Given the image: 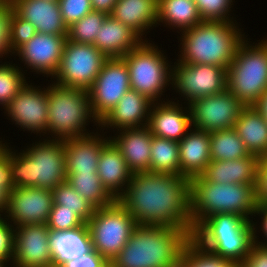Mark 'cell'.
I'll list each match as a JSON object with an SVG mask.
<instances>
[{"label":"cell","instance_id":"cell-33","mask_svg":"<svg viewBox=\"0 0 267 267\" xmlns=\"http://www.w3.org/2000/svg\"><path fill=\"white\" fill-rule=\"evenodd\" d=\"M67 182L96 209L109 206L116 200L102 185L98 173H66Z\"/></svg>","mask_w":267,"mask_h":267},{"label":"cell","instance_id":"cell-38","mask_svg":"<svg viewBox=\"0 0 267 267\" xmlns=\"http://www.w3.org/2000/svg\"><path fill=\"white\" fill-rule=\"evenodd\" d=\"M107 16L104 12L91 11L68 27L67 39L76 43L94 44L99 28Z\"/></svg>","mask_w":267,"mask_h":267},{"label":"cell","instance_id":"cell-7","mask_svg":"<svg viewBox=\"0 0 267 267\" xmlns=\"http://www.w3.org/2000/svg\"><path fill=\"white\" fill-rule=\"evenodd\" d=\"M191 238L202 248L239 267L254 244L253 223L241 215L218 213L206 218Z\"/></svg>","mask_w":267,"mask_h":267},{"label":"cell","instance_id":"cell-5","mask_svg":"<svg viewBox=\"0 0 267 267\" xmlns=\"http://www.w3.org/2000/svg\"><path fill=\"white\" fill-rule=\"evenodd\" d=\"M256 184L214 183L201 175L190 180V219L193 231L208 217L232 213L253 220L257 208Z\"/></svg>","mask_w":267,"mask_h":267},{"label":"cell","instance_id":"cell-20","mask_svg":"<svg viewBox=\"0 0 267 267\" xmlns=\"http://www.w3.org/2000/svg\"><path fill=\"white\" fill-rule=\"evenodd\" d=\"M152 103L146 96L129 89L112 111L99 122V128L107 134L111 131L114 133L121 129L147 126Z\"/></svg>","mask_w":267,"mask_h":267},{"label":"cell","instance_id":"cell-24","mask_svg":"<svg viewBox=\"0 0 267 267\" xmlns=\"http://www.w3.org/2000/svg\"><path fill=\"white\" fill-rule=\"evenodd\" d=\"M97 173L102 185L115 200L124 194L131 181L133 173L110 139L101 148Z\"/></svg>","mask_w":267,"mask_h":267},{"label":"cell","instance_id":"cell-50","mask_svg":"<svg viewBox=\"0 0 267 267\" xmlns=\"http://www.w3.org/2000/svg\"><path fill=\"white\" fill-rule=\"evenodd\" d=\"M117 0H91L93 11L104 12L108 15L111 14Z\"/></svg>","mask_w":267,"mask_h":267},{"label":"cell","instance_id":"cell-32","mask_svg":"<svg viewBox=\"0 0 267 267\" xmlns=\"http://www.w3.org/2000/svg\"><path fill=\"white\" fill-rule=\"evenodd\" d=\"M150 172L180 176L178 141L152 137Z\"/></svg>","mask_w":267,"mask_h":267},{"label":"cell","instance_id":"cell-30","mask_svg":"<svg viewBox=\"0 0 267 267\" xmlns=\"http://www.w3.org/2000/svg\"><path fill=\"white\" fill-rule=\"evenodd\" d=\"M51 247L54 267H61L67 261L87 254L92 250L87 224L74 230L53 233Z\"/></svg>","mask_w":267,"mask_h":267},{"label":"cell","instance_id":"cell-43","mask_svg":"<svg viewBox=\"0 0 267 267\" xmlns=\"http://www.w3.org/2000/svg\"><path fill=\"white\" fill-rule=\"evenodd\" d=\"M61 16L67 27L93 11L91 0H58Z\"/></svg>","mask_w":267,"mask_h":267},{"label":"cell","instance_id":"cell-45","mask_svg":"<svg viewBox=\"0 0 267 267\" xmlns=\"http://www.w3.org/2000/svg\"><path fill=\"white\" fill-rule=\"evenodd\" d=\"M253 217H255L252 220L254 244L267 248V207L257 205L256 211Z\"/></svg>","mask_w":267,"mask_h":267},{"label":"cell","instance_id":"cell-26","mask_svg":"<svg viewBox=\"0 0 267 267\" xmlns=\"http://www.w3.org/2000/svg\"><path fill=\"white\" fill-rule=\"evenodd\" d=\"M110 15L149 41L146 36L157 27L158 0H117Z\"/></svg>","mask_w":267,"mask_h":267},{"label":"cell","instance_id":"cell-22","mask_svg":"<svg viewBox=\"0 0 267 267\" xmlns=\"http://www.w3.org/2000/svg\"><path fill=\"white\" fill-rule=\"evenodd\" d=\"M108 136L99 128L89 135L64 140L66 173H97L101 148Z\"/></svg>","mask_w":267,"mask_h":267},{"label":"cell","instance_id":"cell-39","mask_svg":"<svg viewBox=\"0 0 267 267\" xmlns=\"http://www.w3.org/2000/svg\"><path fill=\"white\" fill-rule=\"evenodd\" d=\"M194 2L202 21L230 22L238 20L234 10L232 11L235 0H194Z\"/></svg>","mask_w":267,"mask_h":267},{"label":"cell","instance_id":"cell-19","mask_svg":"<svg viewBox=\"0 0 267 267\" xmlns=\"http://www.w3.org/2000/svg\"><path fill=\"white\" fill-rule=\"evenodd\" d=\"M147 126L153 136L179 142L193 128L189 105L172 99L152 103Z\"/></svg>","mask_w":267,"mask_h":267},{"label":"cell","instance_id":"cell-37","mask_svg":"<svg viewBox=\"0 0 267 267\" xmlns=\"http://www.w3.org/2000/svg\"><path fill=\"white\" fill-rule=\"evenodd\" d=\"M178 267H237L232 261L223 259L202 248L192 238L185 245Z\"/></svg>","mask_w":267,"mask_h":267},{"label":"cell","instance_id":"cell-3","mask_svg":"<svg viewBox=\"0 0 267 267\" xmlns=\"http://www.w3.org/2000/svg\"><path fill=\"white\" fill-rule=\"evenodd\" d=\"M237 21H202L177 36V62L207 64L225 69L233 62L236 50L247 34ZM180 35V36H179Z\"/></svg>","mask_w":267,"mask_h":267},{"label":"cell","instance_id":"cell-2","mask_svg":"<svg viewBox=\"0 0 267 267\" xmlns=\"http://www.w3.org/2000/svg\"><path fill=\"white\" fill-rule=\"evenodd\" d=\"M190 239L185 228L137 225L110 267H178Z\"/></svg>","mask_w":267,"mask_h":267},{"label":"cell","instance_id":"cell-14","mask_svg":"<svg viewBox=\"0 0 267 267\" xmlns=\"http://www.w3.org/2000/svg\"><path fill=\"white\" fill-rule=\"evenodd\" d=\"M131 89L129 70L122 58L107 59L88 89L93 116L100 122Z\"/></svg>","mask_w":267,"mask_h":267},{"label":"cell","instance_id":"cell-23","mask_svg":"<svg viewBox=\"0 0 267 267\" xmlns=\"http://www.w3.org/2000/svg\"><path fill=\"white\" fill-rule=\"evenodd\" d=\"M15 12L31 22L37 32L50 35H67L58 0H13Z\"/></svg>","mask_w":267,"mask_h":267},{"label":"cell","instance_id":"cell-49","mask_svg":"<svg viewBox=\"0 0 267 267\" xmlns=\"http://www.w3.org/2000/svg\"><path fill=\"white\" fill-rule=\"evenodd\" d=\"M239 267H267V248L253 244L248 256Z\"/></svg>","mask_w":267,"mask_h":267},{"label":"cell","instance_id":"cell-18","mask_svg":"<svg viewBox=\"0 0 267 267\" xmlns=\"http://www.w3.org/2000/svg\"><path fill=\"white\" fill-rule=\"evenodd\" d=\"M53 192L46 188H13L3 218L14 228L21 225L47 224L52 210Z\"/></svg>","mask_w":267,"mask_h":267},{"label":"cell","instance_id":"cell-1","mask_svg":"<svg viewBox=\"0 0 267 267\" xmlns=\"http://www.w3.org/2000/svg\"><path fill=\"white\" fill-rule=\"evenodd\" d=\"M190 180L183 175L135 173L118 201L137 225L185 228L192 234Z\"/></svg>","mask_w":267,"mask_h":267},{"label":"cell","instance_id":"cell-34","mask_svg":"<svg viewBox=\"0 0 267 267\" xmlns=\"http://www.w3.org/2000/svg\"><path fill=\"white\" fill-rule=\"evenodd\" d=\"M209 135L210 155L213 161L234 160L252 155L234 128L213 131Z\"/></svg>","mask_w":267,"mask_h":267},{"label":"cell","instance_id":"cell-51","mask_svg":"<svg viewBox=\"0 0 267 267\" xmlns=\"http://www.w3.org/2000/svg\"><path fill=\"white\" fill-rule=\"evenodd\" d=\"M254 107L262 114L267 122V91L260 97Z\"/></svg>","mask_w":267,"mask_h":267},{"label":"cell","instance_id":"cell-54","mask_svg":"<svg viewBox=\"0 0 267 267\" xmlns=\"http://www.w3.org/2000/svg\"><path fill=\"white\" fill-rule=\"evenodd\" d=\"M263 37V41L265 42V44L267 45V35L264 37V36H262Z\"/></svg>","mask_w":267,"mask_h":267},{"label":"cell","instance_id":"cell-16","mask_svg":"<svg viewBox=\"0 0 267 267\" xmlns=\"http://www.w3.org/2000/svg\"><path fill=\"white\" fill-rule=\"evenodd\" d=\"M66 40L67 35H50L37 32L31 40L14 52L15 57L13 59L19 57L15 61L26 75L29 70L28 75L31 72L39 74L46 77L47 81L48 78H53L60 66ZM19 61L24 67L19 64Z\"/></svg>","mask_w":267,"mask_h":267},{"label":"cell","instance_id":"cell-44","mask_svg":"<svg viewBox=\"0 0 267 267\" xmlns=\"http://www.w3.org/2000/svg\"><path fill=\"white\" fill-rule=\"evenodd\" d=\"M36 33L37 30L31 22L24 20L16 12H14L12 16L10 35L13 52L31 40Z\"/></svg>","mask_w":267,"mask_h":267},{"label":"cell","instance_id":"cell-52","mask_svg":"<svg viewBox=\"0 0 267 267\" xmlns=\"http://www.w3.org/2000/svg\"><path fill=\"white\" fill-rule=\"evenodd\" d=\"M0 267H11V265L7 260L0 259Z\"/></svg>","mask_w":267,"mask_h":267},{"label":"cell","instance_id":"cell-48","mask_svg":"<svg viewBox=\"0 0 267 267\" xmlns=\"http://www.w3.org/2000/svg\"><path fill=\"white\" fill-rule=\"evenodd\" d=\"M61 267H110V263L92 249L81 257L67 261Z\"/></svg>","mask_w":267,"mask_h":267},{"label":"cell","instance_id":"cell-11","mask_svg":"<svg viewBox=\"0 0 267 267\" xmlns=\"http://www.w3.org/2000/svg\"><path fill=\"white\" fill-rule=\"evenodd\" d=\"M226 89V69L221 66L177 61L172 64L171 96L178 94L175 99V96L170 98L172 100L189 104L195 99L218 94Z\"/></svg>","mask_w":267,"mask_h":267},{"label":"cell","instance_id":"cell-36","mask_svg":"<svg viewBox=\"0 0 267 267\" xmlns=\"http://www.w3.org/2000/svg\"><path fill=\"white\" fill-rule=\"evenodd\" d=\"M52 192L54 205H62V209L75 211L85 223L93 216L96 208L84 199L67 180L57 185Z\"/></svg>","mask_w":267,"mask_h":267},{"label":"cell","instance_id":"cell-21","mask_svg":"<svg viewBox=\"0 0 267 267\" xmlns=\"http://www.w3.org/2000/svg\"><path fill=\"white\" fill-rule=\"evenodd\" d=\"M113 134L109 133V139L121 152L129 170L133 174L150 172V149L153 135L148 126L121 129Z\"/></svg>","mask_w":267,"mask_h":267},{"label":"cell","instance_id":"cell-9","mask_svg":"<svg viewBox=\"0 0 267 267\" xmlns=\"http://www.w3.org/2000/svg\"><path fill=\"white\" fill-rule=\"evenodd\" d=\"M155 44L151 39L143 41L122 57L129 70L131 89L146 96L153 103L170 100L169 97L167 99L168 94L165 98V92L172 87L173 64L165 50H161L162 46L160 48Z\"/></svg>","mask_w":267,"mask_h":267},{"label":"cell","instance_id":"cell-28","mask_svg":"<svg viewBox=\"0 0 267 267\" xmlns=\"http://www.w3.org/2000/svg\"><path fill=\"white\" fill-rule=\"evenodd\" d=\"M259 159L250 155L234 160H211L201 176L214 183L256 184Z\"/></svg>","mask_w":267,"mask_h":267},{"label":"cell","instance_id":"cell-6","mask_svg":"<svg viewBox=\"0 0 267 267\" xmlns=\"http://www.w3.org/2000/svg\"><path fill=\"white\" fill-rule=\"evenodd\" d=\"M48 82L47 138L66 140L86 136L99 129V122L91 110L88 90ZM89 124H93V128L96 126L95 130Z\"/></svg>","mask_w":267,"mask_h":267},{"label":"cell","instance_id":"cell-10","mask_svg":"<svg viewBox=\"0 0 267 267\" xmlns=\"http://www.w3.org/2000/svg\"><path fill=\"white\" fill-rule=\"evenodd\" d=\"M86 224L92 249L109 263L127 244L137 226L136 219L118 200L109 206L95 209Z\"/></svg>","mask_w":267,"mask_h":267},{"label":"cell","instance_id":"cell-13","mask_svg":"<svg viewBox=\"0 0 267 267\" xmlns=\"http://www.w3.org/2000/svg\"><path fill=\"white\" fill-rule=\"evenodd\" d=\"M34 85V81L27 82L4 109L3 116L9 118L12 125L31 135L33 133L36 138H47V85Z\"/></svg>","mask_w":267,"mask_h":267},{"label":"cell","instance_id":"cell-35","mask_svg":"<svg viewBox=\"0 0 267 267\" xmlns=\"http://www.w3.org/2000/svg\"><path fill=\"white\" fill-rule=\"evenodd\" d=\"M12 61L0 63V109L3 111L30 78ZM14 63V64H13ZM27 76V77H26ZM27 78V79H26ZM29 78V79H28Z\"/></svg>","mask_w":267,"mask_h":267},{"label":"cell","instance_id":"cell-29","mask_svg":"<svg viewBox=\"0 0 267 267\" xmlns=\"http://www.w3.org/2000/svg\"><path fill=\"white\" fill-rule=\"evenodd\" d=\"M234 129L250 154L267 156V122L254 106L242 109Z\"/></svg>","mask_w":267,"mask_h":267},{"label":"cell","instance_id":"cell-42","mask_svg":"<svg viewBox=\"0 0 267 267\" xmlns=\"http://www.w3.org/2000/svg\"><path fill=\"white\" fill-rule=\"evenodd\" d=\"M14 12L15 9L12 3H0V63L6 58L11 61L12 57H14L10 37Z\"/></svg>","mask_w":267,"mask_h":267},{"label":"cell","instance_id":"cell-46","mask_svg":"<svg viewBox=\"0 0 267 267\" xmlns=\"http://www.w3.org/2000/svg\"><path fill=\"white\" fill-rule=\"evenodd\" d=\"M13 233L14 227L4 218H0V259L9 263L13 255Z\"/></svg>","mask_w":267,"mask_h":267},{"label":"cell","instance_id":"cell-40","mask_svg":"<svg viewBox=\"0 0 267 267\" xmlns=\"http://www.w3.org/2000/svg\"><path fill=\"white\" fill-rule=\"evenodd\" d=\"M14 188L10 169V142L0 138V218H3L7 205L9 193Z\"/></svg>","mask_w":267,"mask_h":267},{"label":"cell","instance_id":"cell-17","mask_svg":"<svg viewBox=\"0 0 267 267\" xmlns=\"http://www.w3.org/2000/svg\"><path fill=\"white\" fill-rule=\"evenodd\" d=\"M51 238L47 224L15 227L11 267H54Z\"/></svg>","mask_w":267,"mask_h":267},{"label":"cell","instance_id":"cell-41","mask_svg":"<svg viewBox=\"0 0 267 267\" xmlns=\"http://www.w3.org/2000/svg\"><path fill=\"white\" fill-rule=\"evenodd\" d=\"M86 224L73 210L62 209V205L52 206L47 226L50 232L59 233L74 230Z\"/></svg>","mask_w":267,"mask_h":267},{"label":"cell","instance_id":"cell-8","mask_svg":"<svg viewBox=\"0 0 267 267\" xmlns=\"http://www.w3.org/2000/svg\"><path fill=\"white\" fill-rule=\"evenodd\" d=\"M248 36L226 69V81L227 90L244 106H254L267 91V45L262 39L255 43Z\"/></svg>","mask_w":267,"mask_h":267},{"label":"cell","instance_id":"cell-25","mask_svg":"<svg viewBox=\"0 0 267 267\" xmlns=\"http://www.w3.org/2000/svg\"><path fill=\"white\" fill-rule=\"evenodd\" d=\"M143 41L130 27L108 15L100 26L93 45L111 59L122 58Z\"/></svg>","mask_w":267,"mask_h":267},{"label":"cell","instance_id":"cell-47","mask_svg":"<svg viewBox=\"0 0 267 267\" xmlns=\"http://www.w3.org/2000/svg\"><path fill=\"white\" fill-rule=\"evenodd\" d=\"M255 190L257 205L267 207V156L259 159Z\"/></svg>","mask_w":267,"mask_h":267},{"label":"cell","instance_id":"cell-4","mask_svg":"<svg viewBox=\"0 0 267 267\" xmlns=\"http://www.w3.org/2000/svg\"><path fill=\"white\" fill-rule=\"evenodd\" d=\"M34 141L26 144L27 146L21 150L10 145L13 185L15 188L35 187L53 190L67 179L64 140L34 138Z\"/></svg>","mask_w":267,"mask_h":267},{"label":"cell","instance_id":"cell-53","mask_svg":"<svg viewBox=\"0 0 267 267\" xmlns=\"http://www.w3.org/2000/svg\"><path fill=\"white\" fill-rule=\"evenodd\" d=\"M13 0H0V3H12Z\"/></svg>","mask_w":267,"mask_h":267},{"label":"cell","instance_id":"cell-12","mask_svg":"<svg viewBox=\"0 0 267 267\" xmlns=\"http://www.w3.org/2000/svg\"><path fill=\"white\" fill-rule=\"evenodd\" d=\"M107 59L93 44L67 39L60 66L50 81L59 86L88 90Z\"/></svg>","mask_w":267,"mask_h":267},{"label":"cell","instance_id":"cell-31","mask_svg":"<svg viewBox=\"0 0 267 267\" xmlns=\"http://www.w3.org/2000/svg\"><path fill=\"white\" fill-rule=\"evenodd\" d=\"M202 22L194 0H158L157 27L177 34Z\"/></svg>","mask_w":267,"mask_h":267},{"label":"cell","instance_id":"cell-27","mask_svg":"<svg viewBox=\"0 0 267 267\" xmlns=\"http://www.w3.org/2000/svg\"><path fill=\"white\" fill-rule=\"evenodd\" d=\"M210 162L209 133L192 128L179 141L180 175L190 179L199 176Z\"/></svg>","mask_w":267,"mask_h":267},{"label":"cell","instance_id":"cell-15","mask_svg":"<svg viewBox=\"0 0 267 267\" xmlns=\"http://www.w3.org/2000/svg\"><path fill=\"white\" fill-rule=\"evenodd\" d=\"M192 127L208 133L234 128L245 107L229 90L201 97L188 104Z\"/></svg>","mask_w":267,"mask_h":267}]
</instances>
